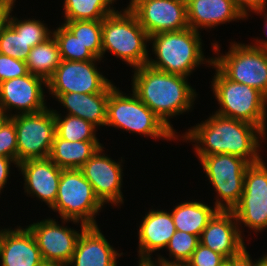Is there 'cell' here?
Instances as JSON below:
<instances>
[{"mask_svg":"<svg viewBox=\"0 0 267 266\" xmlns=\"http://www.w3.org/2000/svg\"><path fill=\"white\" fill-rule=\"evenodd\" d=\"M265 136L252 123L212 113L207 120L194 125L181 137L186 142L195 143L196 155L229 154L253 164L262 159L258 150Z\"/></svg>","mask_w":267,"mask_h":266,"instance_id":"1","label":"cell"},{"mask_svg":"<svg viewBox=\"0 0 267 266\" xmlns=\"http://www.w3.org/2000/svg\"><path fill=\"white\" fill-rule=\"evenodd\" d=\"M252 258L245 248L240 254L230 258V266H256V262H252Z\"/></svg>","mask_w":267,"mask_h":266,"instance_id":"39","label":"cell"},{"mask_svg":"<svg viewBox=\"0 0 267 266\" xmlns=\"http://www.w3.org/2000/svg\"><path fill=\"white\" fill-rule=\"evenodd\" d=\"M171 215L178 231H184L200 238L209 221L219 211L201 201H184L174 206ZM214 208V209H213Z\"/></svg>","mask_w":267,"mask_h":266,"instance_id":"25","label":"cell"},{"mask_svg":"<svg viewBox=\"0 0 267 266\" xmlns=\"http://www.w3.org/2000/svg\"><path fill=\"white\" fill-rule=\"evenodd\" d=\"M256 266H267V254H265L258 260L256 259Z\"/></svg>","mask_w":267,"mask_h":266,"instance_id":"44","label":"cell"},{"mask_svg":"<svg viewBox=\"0 0 267 266\" xmlns=\"http://www.w3.org/2000/svg\"><path fill=\"white\" fill-rule=\"evenodd\" d=\"M226 263V259L211 250L198 244L197 248L192 253L190 260L185 264L186 266H223Z\"/></svg>","mask_w":267,"mask_h":266,"instance_id":"35","label":"cell"},{"mask_svg":"<svg viewBox=\"0 0 267 266\" xmlns=\"http://www.w3.org/2000/svg\"><path fill=\"white\" fill-rule=\"evenodd\" d=\"M8 24L27 41L29 46H34L45 42L52 36V31L41 20L24 19L19 20L12 13L9 16Z\"/></svg>","mask_w":267,"mask_h":266,"instance_id":"32","label":"cell"},{"mask_svg":"<svg viewBox=\"0 0 267 266\" xmlns=\"http://www.w3.org/2000/svg\"><path fill=\"white\" fill-rule=\"evenodd\" d=\"M10 119L17 134V163L48 158L56 135L53 109L49 107L38 113L13 115Z\"/></svg>","mask_w":267,"mask_h":266,"instance_id":"10","label":"cell"},{"mask_svg":"<svg viewBox=\"0 0 267 266\" xmlns=\"http://www.w3.org/2000/svg\"><path fill=\"white\" fill-rule=\"evenodd\" d=\"M211 44L218 55L213 58V64L228 79L253 87L267 97V50L234 41L224 55L219 53L218 42Z\"/></svg>","mask_w":267,"mask_h":266,"instance_id":"8","label":"cell"},{"mask_svg":"<svg viewBox=\"0 0 267 266\" xmlns=\"http://www.w3.org/2000/svg\"><path fill=\"white\" fill-rule=\"evenodd\" d=\"M113 3V0H64L63 19L64 21L103 20L116 10Z\"/></svg>","mask_w":267,"mask_h":266,"instance_id":"27","label":"cell"},{"mask_svg":"<svg viewBox=\"0 0 267 266\" xmlns=\"http://www.w3.org/2000/svg\"><path fill=\"white\" fill-rule=\"evenodd\" d=\"M116 2L117 0H113ZM140 0H130L129 5L125 9H131L134 5H136Z\"/></svg>","mask_w":267,"mask_h":266,"instance_id":"46","label":"cell"},{"mask_svg":"<svg viewBox=\"0 0 267 266\" xmlns=\"http://www.w3.org/2000/svg\"><path fill=\"white\" fill-rule=\"evenodd\" d=\"M98 59L102 53V20H75L62 23Z\"/></svg>","mask_w":267,"mask_h":266,"instance_id":"29","label":"cell"},{"mask_svg":"<svg viewBox=\"0 0 267 266\" xmlns=\"http://www.w3.org/2000/svg\"><path fill=\"white\" fill-rule=\"evenodd\" d=\"M31 47L9 24L0 34V54L26 61Z\"/></svg>","mask_w":267,"mask_h":266,"instance_id":"33","label":"cell"},{"mask_svg":"<svg viewBox=\"0 0 267 266\" xmlns=\"http://www.w3.org/2000/svg\"><path fill=\"white\" fill-rule=\"evenodd\" d=\"M166 266H186V265H169L166 263Z\"/></svg>","mask_w":267,"mask_h":266,"instance_id":"50","label":"cell"},{"mask_svg":"<svg viewBox=\"0 0 267 266\" xmlns=\"http://www.w3.org/2000/svg\"><path fill=\"white\" fill-rule=\"evenodd\" d=\"M139 257V266H166V262L161 258L155 259V261L151 258V256H138Z\"/></svg>","mask_w":267,"mask_h":266,"instance_id":"40","label":"cell"},{"mask_svg":"<svg viewBox=\"0 0 267 266\" xmlns=\"http://www.w3.org/2000/svg\"><path fill=\"white\" fill-rule=\"evenodd\" d=\"M10 14L9 10L0 8V34L7 26Z\"/></svg>","mask_w":267,"mask_h":266,"instance_id":"41","label":"cell"},{"mask_svg":"<svg viewBox=\"0 0 267 266\" xmlns=\"http://www.w3.org/2000/svg\"><path fill=\"white\" fill-rule=\"evenodd\" d=\"M115 10L102 20V53L111 52L133 69L149 60L150 36L130 9ZM109 50V51H108Z\"/></svg>","mask_w":267,"mask_h":266,"instance_id":"4","label":"cell"},{"mask_svg":"<svg viewBox=\"0 0 267 266\" xmlns=\"http://www.w3.org/2000/svg\"><path fill=\"white\" fill-rule=\"evenodd\" d=\"M25 63L29 73L47 82L61 63L59 47L54 36L31 48Z\"/></svg>","mask_w":267,"mask_h":266,"instance_id":"26","label":"cell"},{"mask_svg":"<svg viewBox=\"0 0 267 266\" xmlns=\"http://www.w3.org/2000/svg\"><path fill=\"white\" fill-rule=\"evenodd\" d=\"M0 156L17 161V134L15 124L10 118L0 126Z\"/></svg>","mask_w":267,"mask_h":266,"instance_id":"34","label":"cell"},{"mask_svg":"<svg viewBox=\"0 0 267 266\" xmlns=\"http://www.w3.org/2000/svg\"><path fill=\"white\" fill-rule=\"evenodd\" d=\"M130 10L149 36L189 27L182 0H140Z\"/></svg>","mask_w":267,"mask_h":266,"instance_id":"16","label":"cell"},{"mask_svg":"<svg viewBox=\"0 0 267 266\" xmlns=\"http://www.w3.org/2000/svg\"><path fill=\"white\" fill-rule=\"evenodd\" d=\"M238 10L245 18L249 17V13L263 14L266 12V0H234Z\"/></svg>","mask_w":267,"mask_h":266,"instance_id":"37","label":"cell"},{"mask_svg":"<svg viewBox=\"0 0 267 266\" xmlns=\"http://www.w3.org/2000/svg\"><path fill=\"white\" fill-rule=\"evenodd\" d=\"M264 20H265V30L264 31H266V29H267V12L264 14ZM266 35H267V31H266V33H265ZM253 47H255V48H259V49H264V50H267V40H265V39H258L257 38V40H256V42L253 44V42H252V44H251Z\"/></svg>","mask_w":267,"mask_h":266,"instance_id":"42","label":"cell"},{"mask_svg":"<svg viewBox=\"0 0 267 266\" xmlns=\"http://www.w3.org/2000/svg\"><path fill=\"white\" fill-rule=\"evenodd\" d=\"M52 35L57 41L61 60L89 61L98 59L63 24L52 30Z\"/></svg>","mask_w":267,"mask_h":266,"instance_id":"30","label":"cell"},{"mask_svg":"<svg viewBox=\"0 0 267 266\" xmlns=\"http://www.w3.org/2000/svg\"><path fill=\"white\" fill-rule=\"evenodd\" d=\"M109 94L110 85L100 93H65L60 94L56 99L67 109L68 115L80 117L98 129L106 124Z\"/></svg>","mask_w":267,"mask_h":266,"instance_id":"23","label":"cell"},{"mask_svg":"<svg viewBox=\"0 0 267 266\" xmlns=\"http://www.w3.org/2000/svg\"><path fill=\"white\" fill-rule=\"evenodd\" d=\"M199 243L198 236L176 230L166 246L167 251H169V258L172 257L173 260L165 259L161 255H157V257L169 265H185Z\"/></svg>","mask_w":267,"mask_h":266,"instance_id":"31","label":"cell"},{"mask_svg":"<svg viewBox=\"0 0 267 266\" xmlns=\"http://www.w3.org/2000/svg\"><path fill=\"white\" fill-rule=\"evenodd\" d=\"M24 179L27 195L37 197L51 208L57 197L58 185L63 169L58 167L49 157L32 159L18 164Z\"/></svg>","mask_w":267,"mask_h":266,"instance_id":"18","label":"cell"},{"mask_svg":"<svg viewBox=\"0 0 267 266\" xmlns=\"http://www.w3.org/2000/svg\"><path fill=\"white\" fill-rule=\"evenodd\" d=\"M200 32L188 27L184 30L162 32L150 36L155 59L148 65L156 70L185 77L201 64H213V57L205 58ZM206 60V61H205Z\"/></svg>","mask_w":267,"mask_h":266,"instance_id":"3","label":"cell"},{"mask_svg":"<svg viewBox=\"0 0 267 266\" xmlns=\"http://www.w3.org/2000/svg\"><path fill=\"white\" fill-rule=\"evenodd\" d=\"M244 18L234 0H194L187 5L188 25L198 32Z\"/></svg>","mask_w":267,"mask_h":266,"instance_id":"21","label":"cell"},{"mask_svg":"<svg viewBox=\"0 0 267 266\" xmlns=\"http://www.w3.org/2000/svg\"><path fill=\"white\" fill-rule=\"evenodd\" d=\"M28 73L25 61L0 54V83Z\"/></svg>","mask_w":267,"mask_h":266,"instance_id":"36","label":"cell"},{"mask_svg":"<svg viewBox=\"0 0 267 266\" xmlns=\"http://www.w3.org/2000/svg\"><path fill=\"white\" fill-rule=\"evenodd\" d=\"M102 146L99 141L71 142L57 134L49 158L61 169H80Z\"/></svg>","mask_w":267,"mask_h":266,"instance_id":"24","label":"cell"},{"mask_svg":"<svg viewBox=\"0 0 267 266\" xmlns=\"http://www.w3.org/2000/svg\"><path fill=\"white\" fill-rule=\"evenodd\" d=\"M103 145L79 169L84 177L91 183L95 195L105 205L111 203L116 207L123 204L122 188V159L114 161L103 153Z\"/></svg>","mask_w":267,"mask_h":266,"instance_id":"15","label":"cell"},{"mask_svg":"<svg viewBox=\"0 0 267 266\" xmlns=\"http://www.w3.org/2000/svg\"><path fill=\"white\" fill-rule=\"evenodd\" d=\"M197 157L209 182L215 188V207L218 210L232 211L243 193L245 171L249 163L241 157L229 154Z\"/></svg>","mask_w":267,"mask_h":266,"instance_id":"9","label":"cell"},{"mask_svg":"<svg viewBox=\"0 0 267 266\" xmlns=\"http://www.w3.org/2000/svg\"><path fill=\"white\" fill-rule=\"evenodd\" d=\"M116 87L113 83L110 84L105 126L120 128L126 133L128 131L142 134L141 136H149L154 140L178 139L177 132L169 128L133 91L130 96H127Z\"/></svg>","mask_w":267,"mask_h":266,"instance_id":"5","label":"cell"},{"mask_svg":"<svg viewBox=\"0 0 267 266\" xmlns=\"http://www.w3.org/2000/svg\"><path fill=\"white\" fill-rule=\"evenodd\" d=\"M8 118V116L4 113V111L0 108V126L3 122Z\"/></svg>","mask_w":267,"mask_h":266,"instance_id":"45","label":"cell"},{"mask_svg":"<svg viewBox=\"0 0 267 266\" xmlns=\"http://www.w3.org/2000/svg\"><path fill=\"white\" fill-rule=\"evenodd\" d=\"M212 90L219 109L215 113L252 123L265 134L267 130V97L259 90L228 79L214 64Z\"/></svg>","mask_w":267,"mask_h":266,"instance_id":"6","label":"cell"},{"mask_svg":"<svg viewBox=\"0 0 267 266\" xmlns=\"http://www.w3.org/2000/svg\"><path fill=\"white\" fill-rule=\"evenodd\" d=\"M11 163H13L14 166L16 165V168L18 167V163L16 160L0 156V194L1 191L4 190L3 188L5 187L9 179L8 177L12 165Z\"/></svg>","mask_w":267,"mask_h":266,"instance_id":"38","label":"cell"},{"mask_svg":"<svg viewBox=\"0 0 267 266\" xmlns=\"http://www.w3.org/2000/svg\"><path fill=\"white\" fill-rule=\"evenodd\" d=\"M194 0H182V2L187 6L190 2H192Z\"/></svg>","mask_w":267,"mask_h":266,"instance_id":"48","label":"cell"},{"mask_svg":"<svg viewBox=\"0 0 267 266\" xmlns=\"http://www.w3.org/2000/svg\"><path fill=\"white\" fill-rule=\"evenodd\" d=\"M15 1L16 0H0V8L7 9L12 12L15 7Z\"/></svg>","mask_w":267,"mask_h":266,"instance_id":"43","label":"cell"},{"mask_svg":"<svg viewBox=\"0 0 267 266\" xmlns=\"http://www.w3.org/2000/svg\"><path fill=\"white\" fill-rule=\"evenodd\" d=\"M44 87H47V82L31 73L1 82L0 108L8 118L13 115L41 112L48 108L45 104ZM11 109L17 113L12 114Z\"/></svg>","mask_w":267,"mask_h":266,"instance_id":"14","label":"cell"},{"mask_svg":"<svg viewBox=\"0 0 267 266\" xmlns=\"http://www.w3.org/2000/svg\"><path fill=\"white\" fill-rule=\"evenodd\" d=\"M238 225L261 232L267 228V165L263 159L249 164L240 201L232 210Z\"/></svg>","mask_w":267,"mask_h":266,"instance_id":"11","label":"cell"},{"mask_svg":"<svg viewBox=\"0 0 267 266\" xmlns=\"http://www.w3.org/2000/svg\"><path fill=\"white\" fill-rule=\"evenodd\" d=\"M56 134L65 140L71 142L77 141H99L96 136V127L86 120L68 115L61 116L57 110H54ZM59 113V114H58Z\"/></svg>","mask_w":267,"mask_h":266,"instance_id":"28","label":"cell"},{"mask_svg":"<svg viewBox=\"0 0 267 266\" xmlns=\"http://www.w3.org/2000/svg\"><path fill=\"white\" fill-rule=\"evenodd\" d=\"M118 253L97 226H87L79 236L67 266H117Z\"/></svg>","mask_w":267,"mask_h":266,"instance_id":"20","label":"cell"},{"mask_svg":"<svg viewBox=\"0 0 267 266\" xmlns=\"http://www.w3.org/2000/svg\"><path fill=\"white\" fill-rule=\"evenodd\" d=\"M86 227L87 225L81 223L79 233L74 228L61 226L53 218L33 222L27 226L36 240L44 262L64 265L70 262L79 236Z\"/></svg>","mask_w":267,"mask_h":266,"instance_id":"13","label":"cell"},{"mask_svg":"<svg viewBox=\"0 0 267 266\" xmlns=\"http://www.w3.org/2000/svg\"><path fill=\"white\" fill-rule=\"evenodd\" d=\"M138 255L151 256L155 251L166 249L176 232L171 212L150 209L138 229Z\"/></svg>","mask_w":267,"mask_h":266,"instance_id":"22","label":"cell"},{"mask_svg":"<svg viewBox=\"0 0 267 266\" xmlns=\"http://www.w3.org/2000/svg\"><path fill=\"white\" fill-rule=\"evenodd\" d=\"M223 266H230V259L226 260V263Z\"/></svg>","mask_w":267,"mask_h":266,"instance_id":"49","label":"cell"},{"mask_svg":"<svg viewBox=\"0 0 267 266\" xmlns=\"http://www.w3.org/2000/svg\"><path fill=\"white\" fill-rule=\"evenodd\" d=\"M132 72V91L175 132L170 119L193 109L198 95L188 77L156 70L148 64Z\"/></svg>","mask_w":267,"mask_h":266,"instance_id":"2","label":"cell"},{"mask_svg":"<svg viewBox=\"0 0 267 266\" xmlns=\"http://www.w3.org/2000/svg\"><path fill=\"white\" fill-rule=\"evenodd\" d=\"M41 266H67L61 263H46L44 262Z\"/></svg>","mask_w":267,"mask_h":266,"instance_id":"47","label":"cell"},{"mask_svg":"<svg viewBox=\"0 0 267 266\" xmlns=\"http://www.w3.org/2000/svg\"><path fill=\"white\" fill-rule=\"evenodd\" d=\"M61 60L52 77L47 81L49 94L55 99L65 93H100L112 82L97 70V61ZM96 64V65H95Z\"/></svg>","mask_w":267,"mask_h":266,"instance_id":"12","label":"cell"},{"mask_svg":"<svg viewBox=\"0 0 267 266\" xmlns=\"http://www.w3.org/2000/svg\"><path fill=\"white\" fill-rule=\"evenodd\" d=\"M242 232L232 211L219 210L202 231L199 242L228 260L247 248Z\"/></svg>","mask_w":267,"mask_h":266,"instance_id":"17","label":"cell"},{"mask_svg":"<svg viewBox=\"0 0 267 266\" xmlns=\"http://www.w3.org/2000/svg\"><path fill=\"white\" fill-rule=\"evenodd\" d=\"M103 206L79 169L62 170L56 201L50 209L58 212L63 225L72 221L97 226L95 218Z\"/></svg>","mask_w":267,"mask_h":266,"instance_id":"7","label":"cell"},{"mask_svg":"<svg viewBox=\"0 0 267 266\" xmlns=\"http://www.w3.org/2000/svg\"><path fill=\"white\" fill-rule=\"evenodd\" d=\"M1 266H41L44 263L30 230L17 226L0 229Z\"/></svg>","mask_w":267,"mask_h":266,"instance_id":"19","label":"cell"}]
</instances>
